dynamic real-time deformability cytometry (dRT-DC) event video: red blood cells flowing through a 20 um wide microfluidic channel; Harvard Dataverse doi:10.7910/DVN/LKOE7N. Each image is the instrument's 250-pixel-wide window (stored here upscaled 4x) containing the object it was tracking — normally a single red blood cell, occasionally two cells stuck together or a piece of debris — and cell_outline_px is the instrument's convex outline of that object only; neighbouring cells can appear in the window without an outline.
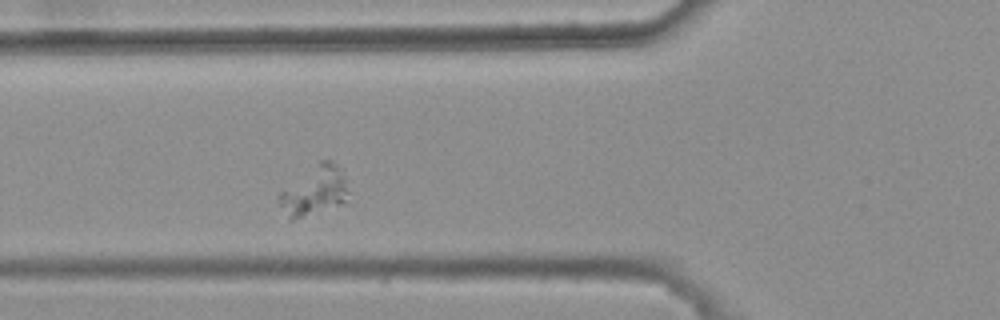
{"species": "common noctule bat (a hibernating species)", "species_latin": "Nyctalus noctula", "temperature_condition": "warm", "stored_images_in_passage": 3, "camera_frame_rate_fps": 3000, "um_per_image_px": 0.085, "animal": {"sex": "female", "body_mass_g": 25.1}, "frame": {"image": 1, "passage_image": 3, "time_ms": 0.667, "image_size_px": [1000, 320], "cell_outline_px": [[348, 192], [344, 200], [336, 204], [292, 220], [288, 216], [276, 200], [280, 192], [320, 160], [332, 160], [348, 180]], "centroid_in_image_um": [26.71, 16.18], "position_along_channel_um": 99.1, "area_um2": 19.02}}